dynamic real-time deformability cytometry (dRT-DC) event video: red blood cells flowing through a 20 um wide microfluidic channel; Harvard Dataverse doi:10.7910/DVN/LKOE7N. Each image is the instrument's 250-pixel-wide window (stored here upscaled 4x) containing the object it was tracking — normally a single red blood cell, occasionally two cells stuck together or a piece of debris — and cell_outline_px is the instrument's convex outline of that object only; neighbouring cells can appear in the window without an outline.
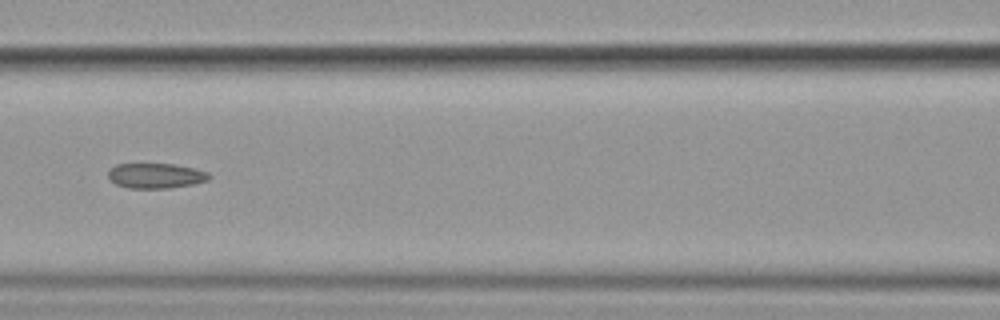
{"species": "common noctule bat (a hibernating species)", "species_latin": "Nyctalus noctula", "temperature_condition": "cold", "stored_images_in_passage": 11, "segment_of_instrument_passage": [1, 2], "camera_frame_rate_fps": 3000, "um_per_image_px": 0.085, "animal": {"sex": "female", "body_mass_g": 19.9}, "frame": {"image": 1, "passage_image": 7, "time_ms": 7.333, "image_size_px": [1000, 320], "cell_outline_px": [[212, 176], [208, 180], [192, 184], [168, 188], [128, 188], [116, 184], [108, 176], [108, 168], [116, 164], [172, 164], [196, 168], [208, 172]], "centroid_in_image_um": [13.24, 14.93], "position_along_channel_um": 153.4, "area_um2": 14.8}}
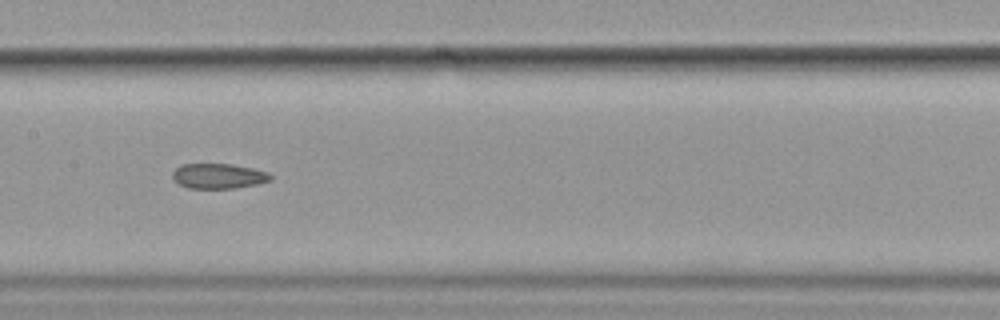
{"frame": {"image": 2, "passage_image": 8, "time_ms": 8.333, "image_size_px": [1000, 320], "cell_outline_px": [[272, 180], [256, 184], [236, 188], [188, 188], [172, 180], [172, 172], [180, 164], [232, 164], [252, 168], [268, 172], [272, 176]], "centroid_in_image_um": [18.55, 14.96], "position_along_channel_um": 188.8, "area_um2": 14.39}}
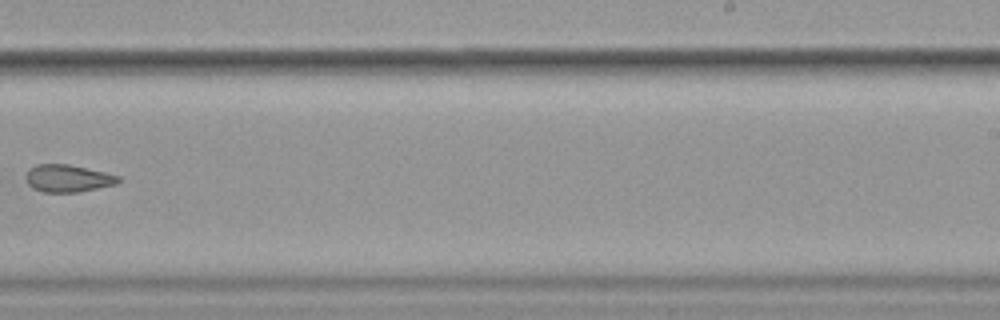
{"frame": {"image": 3, "passage_image": 10, "time_ms": 11.0, "image_size_px": [1000, 320], "cell_outline_px": [[120, 180], [116, 184], [76, 192], [44, 192], [32, 188], [28, 184], [24, 176], [28, 168], [36, 164], [68, 164], [104, 172], [120, 176]], "centroid_in_image_um": [5.71, 15.15], "position_along_channel_um": 283.3, "area_um2": 14.74}}